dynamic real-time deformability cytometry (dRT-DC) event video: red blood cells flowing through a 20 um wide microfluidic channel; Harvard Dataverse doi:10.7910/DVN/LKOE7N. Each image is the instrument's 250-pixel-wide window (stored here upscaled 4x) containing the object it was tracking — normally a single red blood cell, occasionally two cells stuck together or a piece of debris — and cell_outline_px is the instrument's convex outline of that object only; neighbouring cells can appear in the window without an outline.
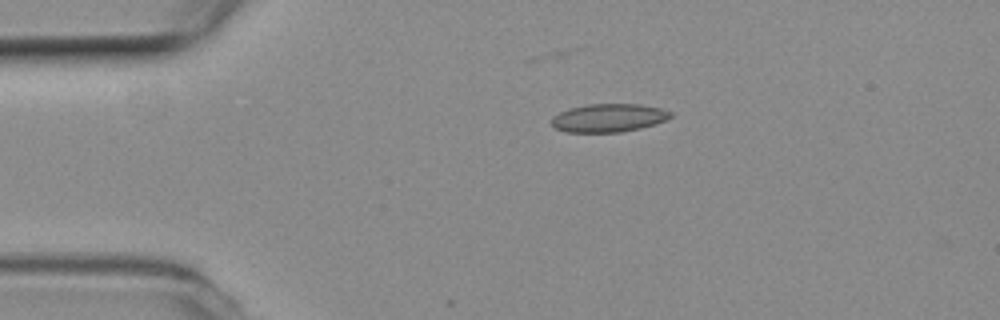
{"species": "common noctule bat (a hibernating species)", "species_latin": "Nyctalus noctula", "temperature_condition": "room temperature", "stored_images_in_passage": 3, "camera_frame_rate_fps": 3000, "um_per_image_px": 0.085, "animal": {"sex": "female", "body_mass_g": 19.3, "forearm_length_mm": 54.1}, "frame": {"image": 1, "passage_image": 1, "time_ms": 0.0, "image_size_px": [1000, 320], "cell_outline_px": [[672, 116], [664, 120], [640, 128], [620, 132], [568, 132], [556, 128], [552, 124], [552, 116], [568, 108], [588, 104], [640, 104], [660, 108], [672, 112]], "centroid_in_image_um": [51.71, 10.01], "position_along_channel_um": 33.3, "area_um2": 19.42}}
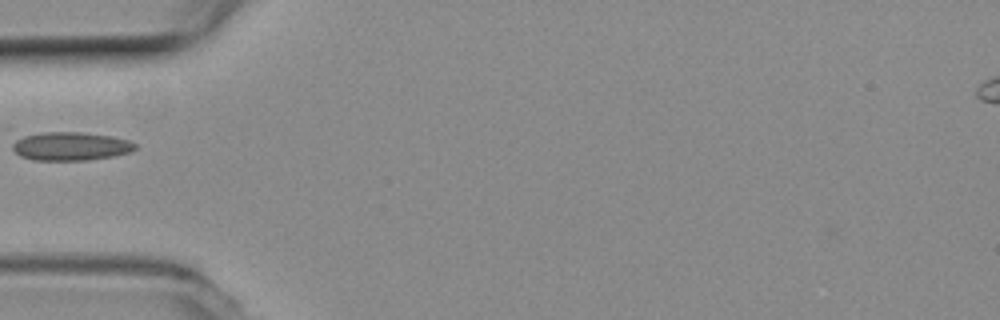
{"frame": {"image": 2, "passage_image": 3, "time_ms": 0.667, "image_size_px": [1000, 320], "cell_outline_px": [[136, 148], [132, 152], [112, 156], [88, 160], [32, 160], [20, 156], [12, 148], [12, 136], [44, 132], [80, 132], [112, 136], [128, 140], [136, 144]], "centroid_in_image_um": [5.92, 12.42], "position_along_channel_um": 79.1, "area_um2": 20.75}}